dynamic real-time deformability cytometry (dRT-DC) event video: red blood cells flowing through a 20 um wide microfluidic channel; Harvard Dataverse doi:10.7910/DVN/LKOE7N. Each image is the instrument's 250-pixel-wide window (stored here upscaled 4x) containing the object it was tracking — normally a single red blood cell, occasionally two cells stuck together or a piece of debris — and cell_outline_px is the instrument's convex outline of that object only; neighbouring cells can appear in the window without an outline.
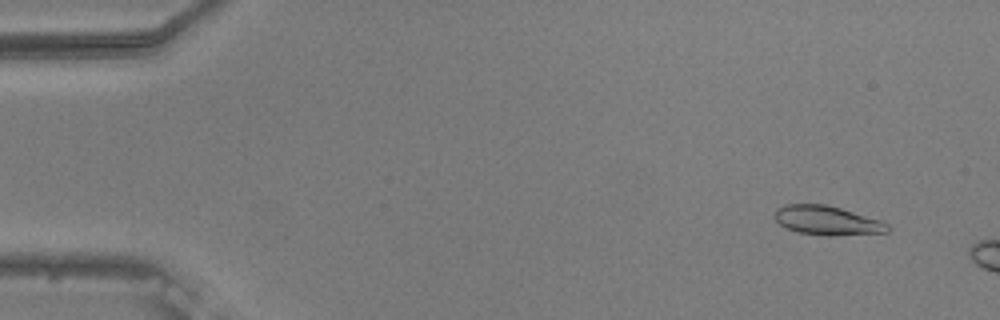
{"species": "common noctule bat (a hibernating species)", "species_latin": "Nyctalus noctula", "temperature_condition": "warm", "stored_images_in_passage": 8, "camera_frame_rate_fps": 3000, "um_per_image_px": 0.085, "animal": {"sex": "male", "body_mass_g": 20.5, "forearm_length_mm": 52.5}, "frame": {"image": 1, "passage_image": 4, "time_ms": 1.0, "image_size_px": [1000, 320], "cell_outline_px": [[892, 228], [888, 232], [832, 236], [824, 236], [796, 232], [780, 224], [772, 216], [776, 208], [784, 204], [824, 204], [840, 208], [880, 220], [888, 224]], "centroid_in_image_um": [70.28, 18.74], "position_along_channel_um": 14.7, "area_um2": 19.36}}